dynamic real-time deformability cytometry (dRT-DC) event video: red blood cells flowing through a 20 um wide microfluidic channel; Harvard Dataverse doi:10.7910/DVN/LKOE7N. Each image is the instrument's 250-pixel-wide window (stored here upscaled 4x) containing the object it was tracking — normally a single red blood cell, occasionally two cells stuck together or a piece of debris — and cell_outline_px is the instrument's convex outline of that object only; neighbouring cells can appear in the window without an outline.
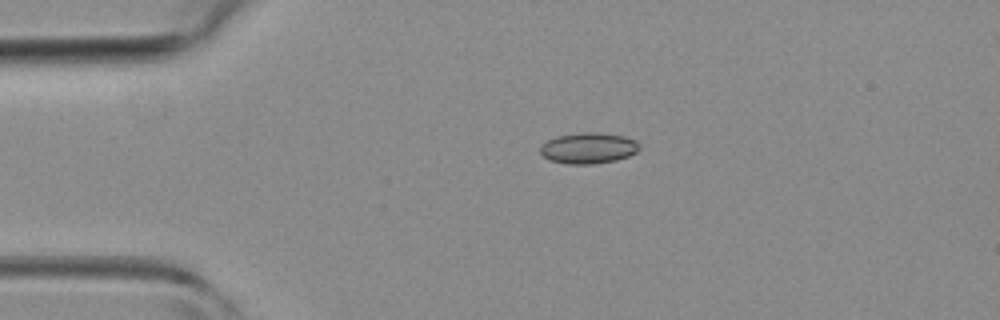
{"species": "common noctule bat (a hibernating species)", "species_latin": "Nyctalus noctula", "temperature_condition": "room temperature", "stored_images_in_passage": 44, "camera_frame_rate_fps": 3000, "um_per_image_px": 0.085, "animal": {"sex": "female", "body_mass_g": 19.3, "forearm_length_mm": 54.1}, "frame": {"image": 1, "passage_image": 9, "time_ms": 2.667, "image_size_px": [1000, 320], "cell_outline_px": [[640, 148], [636, 152], [628, 156], [616, 160], [592, 164], [568, 164], [548, 160], [540, 152], [540, 148], [548, 140], [556, 136], [580, 132], [592, 132], [624, 136], [636, 140], [640, 144]], "centroid_in_image_um": [50.02, 12.59], "position_along_channel_um": 35.0, "area_um2": 17.86}}
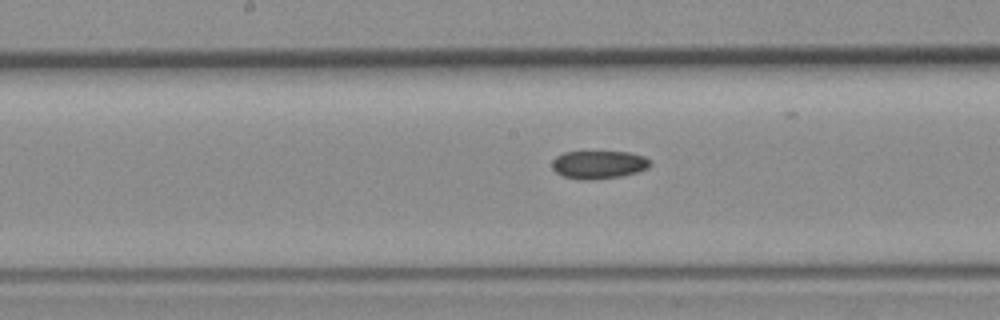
{"frame": {"image": 2, "passage_image": 22, "time_ms": 7.0, "image_size_px": [1000, 320], "cell_outline_px": [[652, 164], [648, 168], [636, 172], [620, 176], [592, 180], [576, 180], [564, 176], [556, 172], [552, 168], [552, 160], [556, 156], [564, 152], [628, 152], [644, 156], [652, 160]], "centroid_in_image_um": [50.89, 14.0], "position_along_channel_um": 197.3, "area_um2": 16.18}}
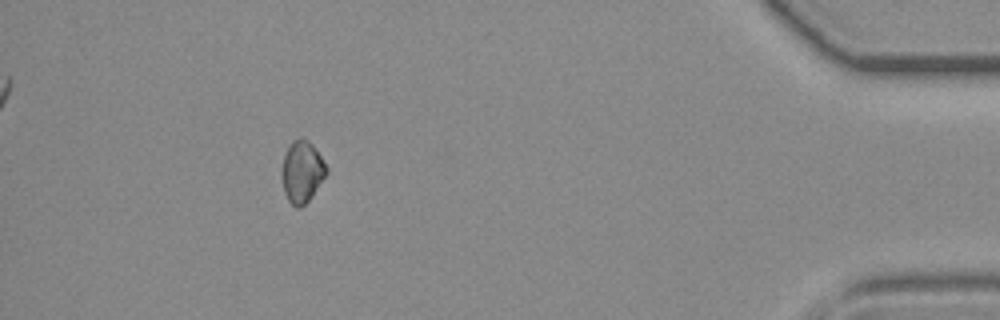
{"frame": {"image": 3, "passage_image": 40, "time_ms": 13.0, "image_size_px": [1000, 320], "cell_outline_px": [[328, 172], [312, 196], [300, 208], [296, 208], [288, 200], [284, 192], [280, 176], [280, 172], [284, 156], [292, 140], [300, 136], [308, 140], [312, 144], [328, 168]], "centroid_in_image_um": [25.65, 14.59], "position_along_channel_um": 409.6, "area_um2": 16.18}}